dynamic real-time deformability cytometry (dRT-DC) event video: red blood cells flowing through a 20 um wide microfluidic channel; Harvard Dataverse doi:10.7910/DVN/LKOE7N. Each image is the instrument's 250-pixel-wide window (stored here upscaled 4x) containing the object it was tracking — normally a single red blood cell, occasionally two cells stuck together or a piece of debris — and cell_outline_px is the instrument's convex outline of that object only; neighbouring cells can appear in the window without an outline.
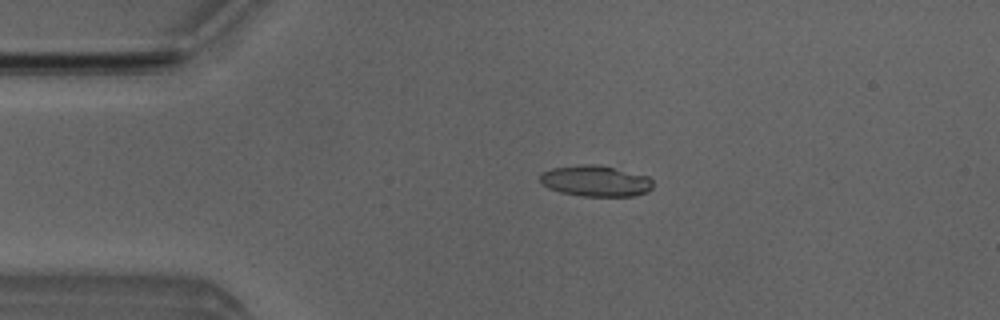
{"species": "Egyptian fruit bat (a non-hibernating species)", "species_latin": "Rousettus aegyptiacus", "temperature_condition": "room temperature", "stored_images_in_passage": 4, "camera_frame_rate_fps": 3000, "um_per_image_px": 0.085, "animal": {"sex": "male"}, "frame": {"image": 1, "passage_image": 3, "time_ms": 2.333, "image_size_px": [1000, 320], "cell_outline_px": [[652, 188], [648, 192], [632, 196], [580, 196], [560, 192], [548, 188], [540, 180], [540, 176], [544, 172], [552, 168], [584, 164], [600, 164], [648, 176], [652, 180]], "centroid_in_image_um": [50.65, 15.38], "position_along_channel_um": 34.3, "area_um2": 20.4}}